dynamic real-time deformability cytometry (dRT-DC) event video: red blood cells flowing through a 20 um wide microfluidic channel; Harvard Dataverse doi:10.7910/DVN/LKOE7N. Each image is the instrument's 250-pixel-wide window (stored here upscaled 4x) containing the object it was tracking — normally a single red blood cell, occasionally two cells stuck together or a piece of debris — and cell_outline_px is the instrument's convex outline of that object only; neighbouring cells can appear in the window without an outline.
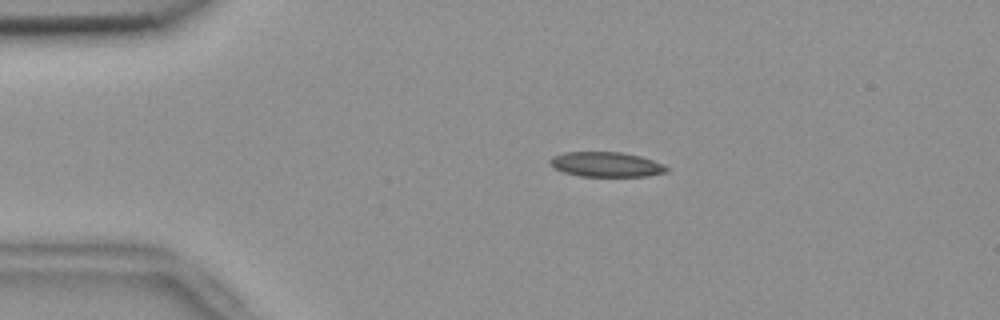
{"species": "common noctule bat (a hibernating species)", "species_latin": "Nyctalus noctula", "temperature_condition": "room temperature", "stored_images_in_passage": 48, "camera_frame_rate_fps": 3000, "um_per_image_px": 0.085, "animal": {"sex": "female", "body_mass_g": 18.4}, "frame": {"image": 1, "passage_image": 11, "time_ms": 3.333, "image_size_px": [1000, 320], "cell_outline_px": [[668, 172], [648, 176], [580, 176], [564, 172], [548, 164], [548, 160], [552, 156], [564, 152], [620, 152], [640, 156], [664, 164], [668, 168]], "centroid_in_image_um": [51.52, 13.97], "position_along_channel_um": 33.5, "area_um2": 16.94}}
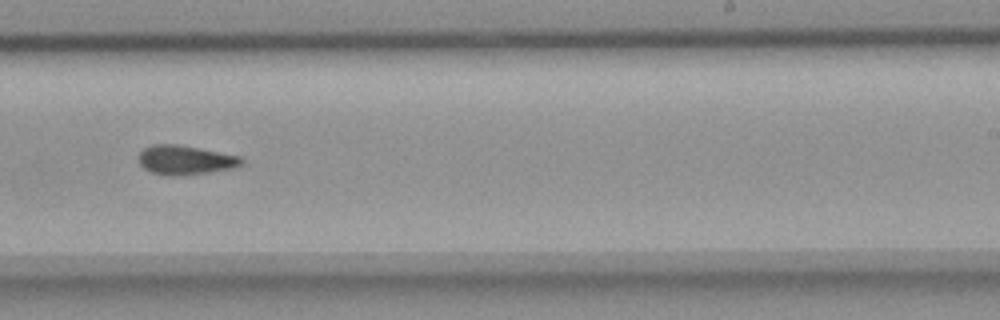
{"frame": {"image": 2, "passage_image": 34, "time_ms": 11.0, "image_size_px": [1000, 320], "cell_outline_px": [[244, 164], [232, 168], [212, 172], [172, 176], [168, 176], [152, 172], [144, 168], [140, 164], [136, 156], [144, 148], [152, 144], [176, 144], [200, 148], [244, 156]], "centroid_in_image_um": [15.78, 13.59], "position_along_channel_um": 273.2, "area_um2": 17.86}}
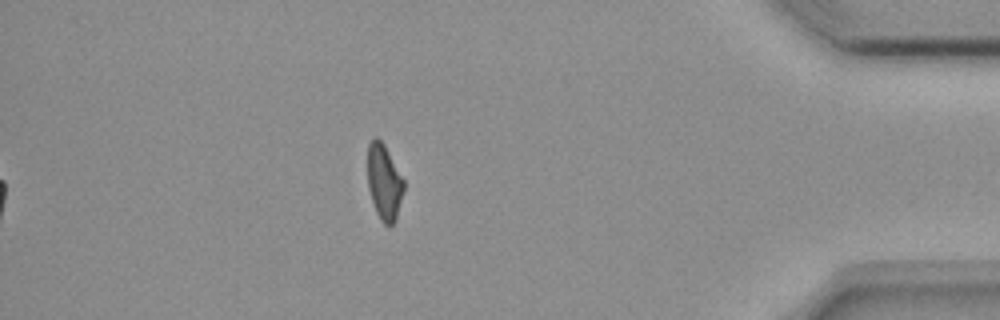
{"frame": {"image": 3, "passage_image": 48, "time_ms": 15.667, "image_size_px": [1000, 320], "cell_outline_px": [[404, 192], [396, 220], [392, 224], [384, 224], [380, 220], [376, 212], [368, 188], [368, 144], [376, 136], [384, 144], [404, 180]], "centroid_in_image_um": [32.66, 15.49], "position_along_channel_um": 402.5, "area_um2": 15.9}}